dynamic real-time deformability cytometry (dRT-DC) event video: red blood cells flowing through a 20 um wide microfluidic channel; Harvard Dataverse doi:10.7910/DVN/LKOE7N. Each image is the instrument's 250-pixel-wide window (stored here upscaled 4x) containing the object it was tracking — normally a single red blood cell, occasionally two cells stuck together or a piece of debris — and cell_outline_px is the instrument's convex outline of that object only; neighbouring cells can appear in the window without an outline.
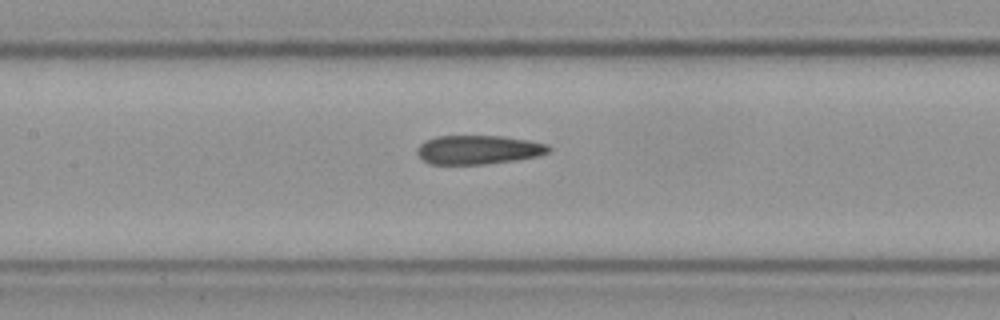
{"species": "Egyptian fruit bat (a non-hibernating species)", "species_latin": "Rousettus aegyptiacus", "temperature_condition": "cold", "stored_images_in_passage": 10, "camera_frame_rate_fps": 3000, "um_per_image_px": 0.085, "frame": {"image": 1, "passage_image": 10, "time_ms": 3.0, "image_size_px": [1000, 320], "cell_outline_px": [[552, 148], [548, 152], [540, 156], [516, 160], [484, 164], [432, 164], [424, 160], [416, 152], [416, 148], [420, 144], [436, 136], [504, 136], [528, 140], [548, 144]], "centroid_in_image_um": [40.7, 12.72], "position_along_channel_um": 166.7, "area_um2": 22.2}}